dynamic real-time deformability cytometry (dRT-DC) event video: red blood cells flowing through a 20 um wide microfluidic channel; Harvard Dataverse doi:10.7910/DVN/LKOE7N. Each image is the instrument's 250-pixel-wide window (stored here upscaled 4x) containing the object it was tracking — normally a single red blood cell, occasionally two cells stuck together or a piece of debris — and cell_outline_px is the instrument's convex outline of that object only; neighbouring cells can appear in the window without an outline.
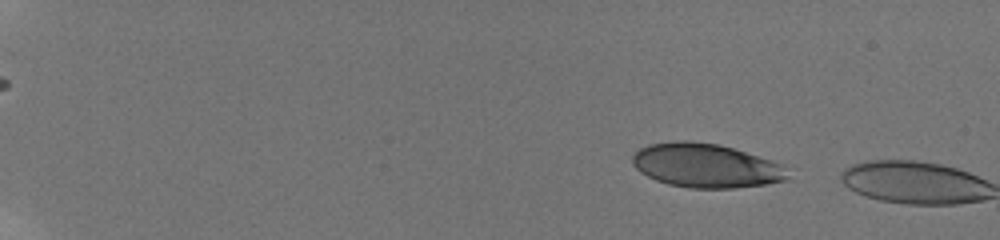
{"species": "human", "species_latin": "Homo sapiens", "temperature_condition": "room temperature", "stored_images_in_passage": 3, "camera_frame_rate_fps": 3000, "um_per_image_px": 0.085, "donor": {"sex": "male"}, "frame": {"image": 1, "passage_image": 2, "time_ms": 1.333, "image_size_px": [1000, 240], "cell_outline_px": [[788, 176], [784, 180], [764, 184], [736, 188], [688, 188], [668, 184], [656, 180], [640, 172], [632, 164], [632, 156], [640, 148], [648, 144], [680, 140], [692, 140], [716, 144], [732, 148], [784, 164]], "centroid_in_image_um": [59.97, 14.07], "position_along_channel_um": 25.0, "area_um2": 39.77}}